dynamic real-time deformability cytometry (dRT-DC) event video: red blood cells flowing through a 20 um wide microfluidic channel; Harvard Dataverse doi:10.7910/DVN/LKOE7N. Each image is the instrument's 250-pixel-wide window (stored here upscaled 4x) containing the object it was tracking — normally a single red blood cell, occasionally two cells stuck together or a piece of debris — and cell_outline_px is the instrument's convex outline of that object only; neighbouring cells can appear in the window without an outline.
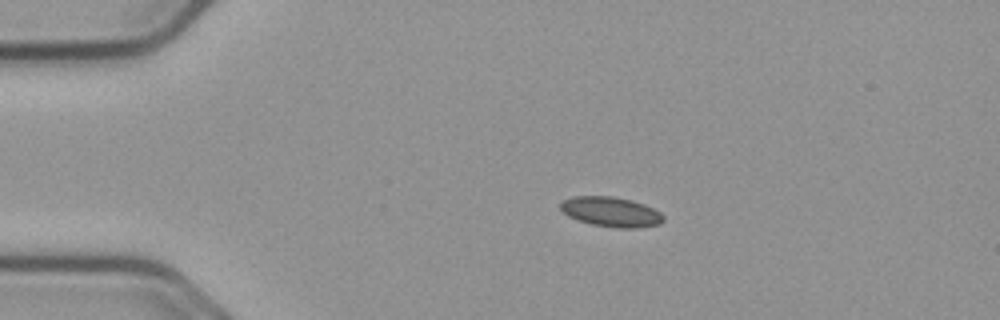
{"species": "common noctule bat (a hibernating species)", "species_latin": "Nyctalus noctula", "temperature_condition": "cold", "stored_images_in_passage": 45, "camera_frame_rate_fps": 3000, "um_per_image_px": 0.085, "animal": {"sex": "male", "body_mass_g": 23.1, "forearm_length_mm": 52.7}, "frame": {"image": 1, "passage_image": 1, "time_ms": 0.0, "image_size_px": [1000, 320], "cell_outline_px": [[664, 220], [660, 224], [640, 228], [616, 228], [592, 224], [568, 216], [560, 208], [560, 204], [564, 200], [572, 196], [612, 196], [632, 200], [644, 204], [660, 212], [664, 216]], "centroid_in_image_um": [51.97, 18.01], "position_along_channel_um": 33.0, "area_um2": 17.92}}
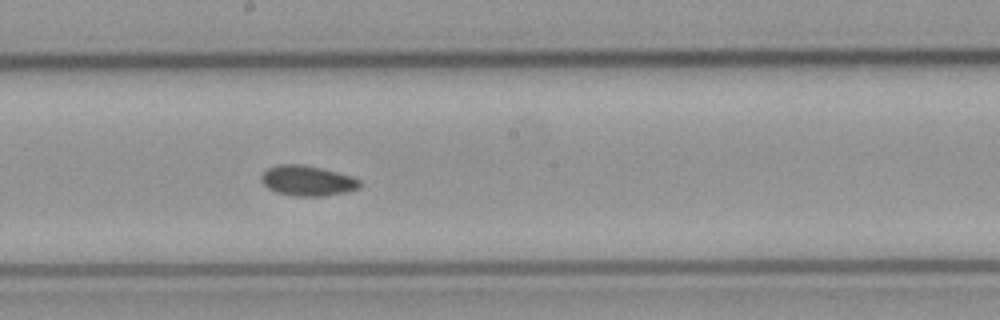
{"frame": {"image": 2, "passage_image": 20, "time_ms": 6.333, "image_size_px": [1000, 320], "cell_outline_px": [[360, 188], [348, 192], [324, 196], [292, 196], [276, 192], [268, 188], [260, 180], [260, 176], [268, 168], [276, 164], [304, 164], [352, 176], [360, 180]], "centroid_in_image_um": [26.12, 15.36], "position_along_channel_um": 222.1, "area_um2": 17.51}}
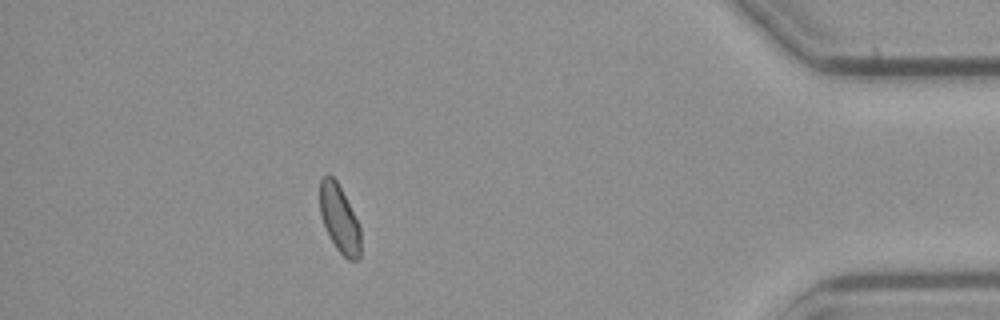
{"frame": {"image": 3, "passage_image": 39, "time_ms": 12.667, "image_size_px": [1000, 320], "cell_outline_px": [[360, 256], [356, 260], [348, 260], [336, 248], [324, 224], [320, 212], [320, 180], [328, 172], [336, 180], [360, 228]], "centroid_in_image_um": [28.84, 18.59], "position_along_channel_um": 406.4, "area_um2": 15.55}, "authors_computed_cell_mechanics": {"area_um2": 16.8776, "velocity_mm_per_s": 3.7158, "shape_relaxation_time_tau1_ms": null, "shape_relaxation_time_tau2_ms": 8.7952, "deformation_change_tau1": null, "deformation_change_tau2": 0.0943}}